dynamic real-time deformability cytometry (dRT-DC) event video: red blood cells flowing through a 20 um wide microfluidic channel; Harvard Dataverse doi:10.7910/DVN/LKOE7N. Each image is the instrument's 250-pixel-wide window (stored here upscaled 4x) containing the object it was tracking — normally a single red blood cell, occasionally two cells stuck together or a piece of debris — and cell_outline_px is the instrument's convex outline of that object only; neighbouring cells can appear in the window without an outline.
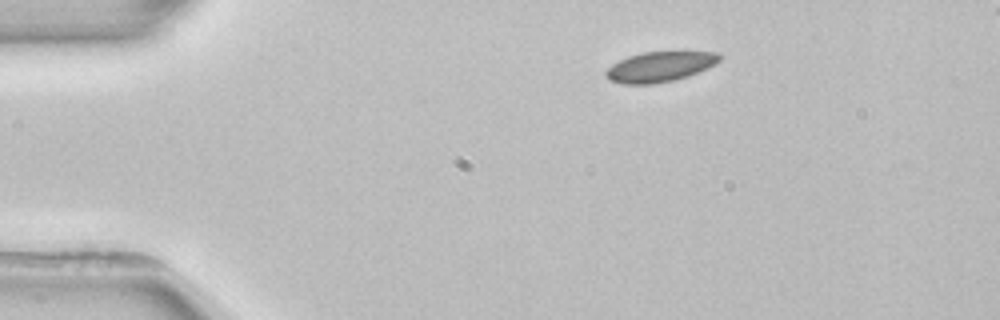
{"species": "common noctule bat (a hibernating species)", "species_latin": "Nyctalus noctula", "temperature_condition": "room temperature", "stored_images_in_passage": 3, "segment_of_instrument_passage": [1, 2], "camera_frame_rate_fps": 3000, "um_per_image_px": 0.085, "animal": {"sex": "female", "body_mass_g": 22.7, "forearm_length_mm": 54.2}, "frame": {"image": 1, "passage_image": 1, "time_ms": 0.0, "image_size_px": [1000, 320], "cell_outline_px": [[720, 60], [716, 64], [708, 68], [688, 76], [672, 80], [652, 84], [624, 84], [608, 80], [604, 72], [612, 64], [628, 56], [640, 52], [716, 52], [720, 56]], "centroid_in_image_um": [56.06, 5.67], "position_along_channel_um": 28.9, "area_um2": 19.88}}